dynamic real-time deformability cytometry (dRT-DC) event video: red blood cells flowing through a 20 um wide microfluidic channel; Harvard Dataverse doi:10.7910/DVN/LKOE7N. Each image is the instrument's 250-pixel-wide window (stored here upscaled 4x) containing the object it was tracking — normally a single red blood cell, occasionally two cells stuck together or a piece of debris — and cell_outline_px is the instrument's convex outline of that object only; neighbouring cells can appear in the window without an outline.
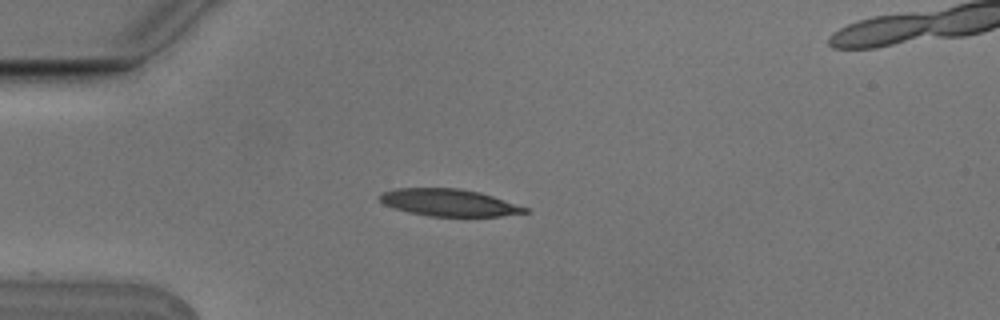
{"species": "Egyptian fruit bat (a non-hibernating species)", "species_latin": "Rousettus aegyptiacus", "temperature_condition": "cold", "stored_images_in_passage": 5, "camera_frame_rate_fps": 3000, "um_per_image_px": 0.085, "animal": {"sex": "male"}, "frame": {"image": 1, "passage_image": 3, "time_ms": 0.667, "image_size_px": [1000, 320], "cell_outline_px": [[528, 212], [500, 216], [428, 216], [408, 212], [384, 204], [380, 200], [380, 196], [384, 192], [396, 188], [460, 188], [480, 192], [528, 208]], "centroid_in_image_um": [38.16, 17.22], "position_along_channel_um": 46.8, "area_um2": 22.66}}